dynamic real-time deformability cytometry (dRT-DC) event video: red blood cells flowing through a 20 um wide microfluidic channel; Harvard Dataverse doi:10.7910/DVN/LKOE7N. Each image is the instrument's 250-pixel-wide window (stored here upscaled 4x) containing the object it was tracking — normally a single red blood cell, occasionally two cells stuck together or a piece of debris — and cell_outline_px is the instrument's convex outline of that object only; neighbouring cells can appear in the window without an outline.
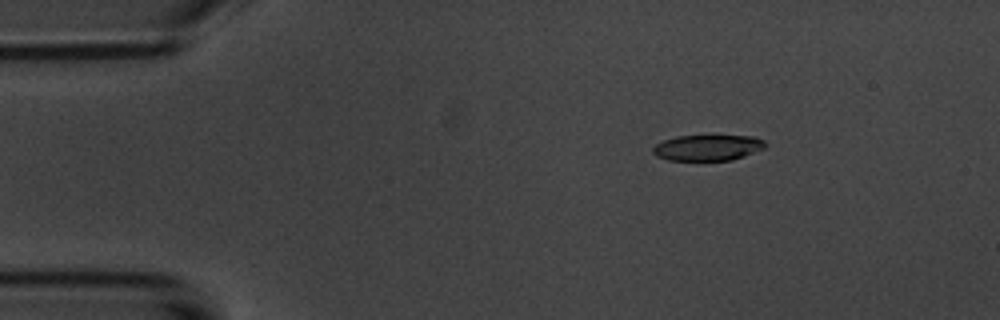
{"species": "common noctule bat (a hibernating species)", "species_latin": "Nyctalus noctula", "temperature_condition": "room temperature", "stored_images_in_passage": 3, "camera_frame_rate_fps": 3000, "um_per_image_px": 0.085, "animal": {"sex": "male", "body_mass_g": 20.1, "forearm_length_mm": 53.5}, "frame": {"image": 1, "passage_image": 1, "time_ms": 0.0, "image_size_px": [1000, 320], "cell_outline_px": [[768, 144], [764, 148], [744, 156], [732, 160], [668, 160], [656, 156], [652, 152], [652, 148], [656, 144], [664, 140], [676, 136], [756, 136], [764, 140]], "centroid_in_image_um": [60.16, 12.55], "position_along_channel_um": 24.8, "area_um2": 16.94}}